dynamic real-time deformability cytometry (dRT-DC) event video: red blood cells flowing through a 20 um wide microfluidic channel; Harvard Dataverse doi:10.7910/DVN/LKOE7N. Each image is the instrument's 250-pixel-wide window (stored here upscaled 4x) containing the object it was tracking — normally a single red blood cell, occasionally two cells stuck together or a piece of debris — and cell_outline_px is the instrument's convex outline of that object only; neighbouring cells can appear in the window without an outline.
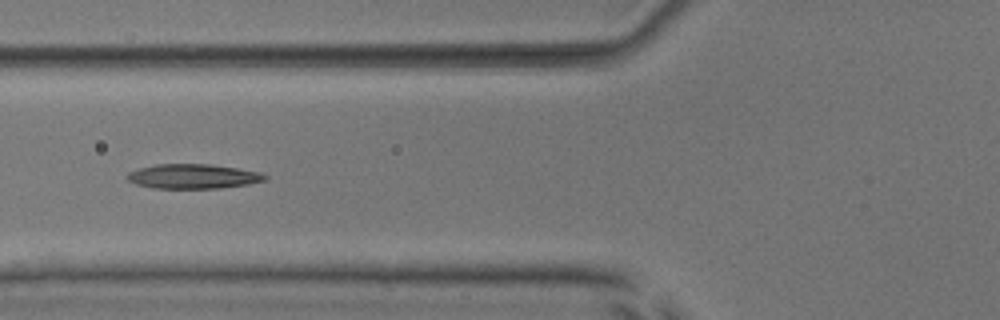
{"species": "common noctule bat (a hibernating species)", "species_latin": "Nyctalus noctula", "temperature_condition": "room temperature", "stored_images_in_passage": 37, "camera_frame_rate_fps": 3000, "um_per_image_px": 0.085, "animal": {"sex": "male", "body_mass_g": 17.9, "forearm_length_mm": 54.2}, "frame": {"image": 1, "passage_image": 6, "time_ms": 1.667, "image_size_px": [1000, 320], "cell_outline_px": [[268, 180], [248, 184], [220, 188], [152, 188], [136, 184], [128, 180], [124, 176], [128, 172], [140, 168], [156, 164], [208, 164], [236, 168], [260, 172], [268, 176]], "centroid_in_image_um": [16.4, 14.99], "position_along_channel_um": 109.4, "area_um2": 19.77}}
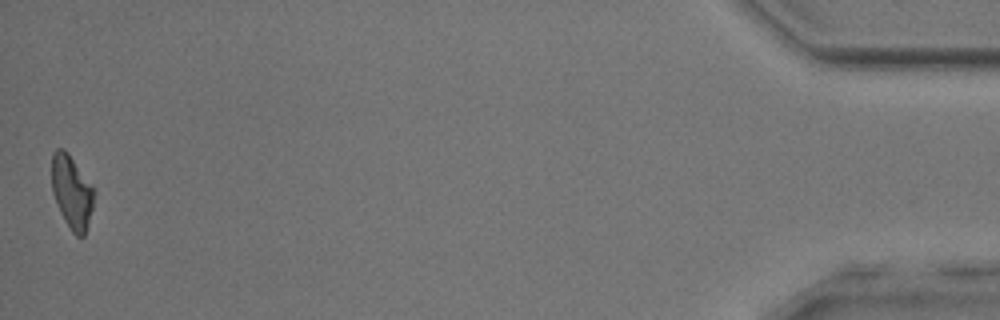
{"frame": {"image": 2, "passage_image": 37, "time_ms": 12.0, "image_size_px": [1000, 320], "cell_outline_px": [[92, 208], [88, 224], [84, 236], [76, 236], [72, 232], [64, 220], [60, 212], [52, 192], [52, 152], [56, 148], [64, 148], [68, 152], [92, 188]], "centroid_in_image_um": [6.05, 16.31], "position_along_channel_um": 429.1, "area_um2": 17.57}, "authors_computed_cell_mechanics": {"area_um2": 19.4208, "velocity_mm_per_s": 3.9813, "shape_relaxation_time_tau1_ms": 10.3794, "shape_relaxation_time_tau2_ms": 6.1925, "deformation_change_tau1": 0.2535, "deformation_change_tau2": 0.1678}}